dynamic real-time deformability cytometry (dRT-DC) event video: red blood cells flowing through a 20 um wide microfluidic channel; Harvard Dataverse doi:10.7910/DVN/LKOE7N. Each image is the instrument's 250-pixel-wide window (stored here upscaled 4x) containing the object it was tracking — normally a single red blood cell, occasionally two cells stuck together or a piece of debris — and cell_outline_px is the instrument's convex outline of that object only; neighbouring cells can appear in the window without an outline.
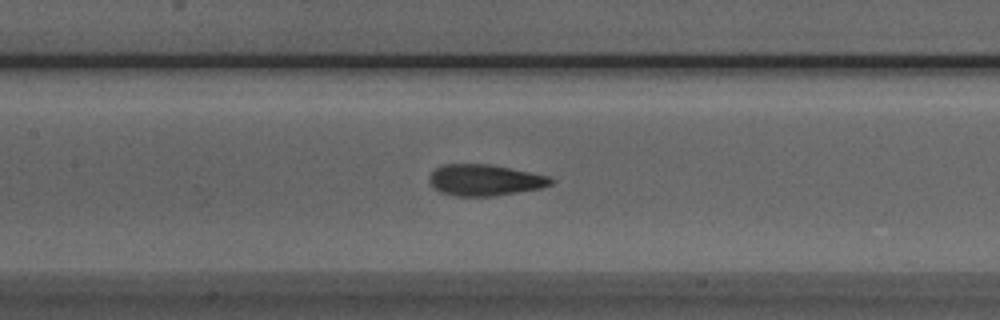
{"species": "Egyptian fruit bat (a non-hibernating species)", "species_latin": "Rousettus aegyptiacus", "temperature_condition": "room temperature", "stored_images_in_passage": 49, "camera_frame_rate_fps": 3000, "um_per_image_px": 0.085, "animal": {"sex": "male"}, "frame": {"image": 1, "passage_image": 22, "time_ms": 7.0, "image_size_px": [1000, 320], "cell_outline_px": [[556, 180], [552, 184], [540, 188], [496, 196], [452, 196], [440, 192], [432, 188], [428, 180], [428, 176], [436, 168], [444, 164], [488, 164], [552, 176]], "centroid_in_image_um": [41.2, 15.31], "position_along_channel_um": 166.2, "area_um2": 22.43}}
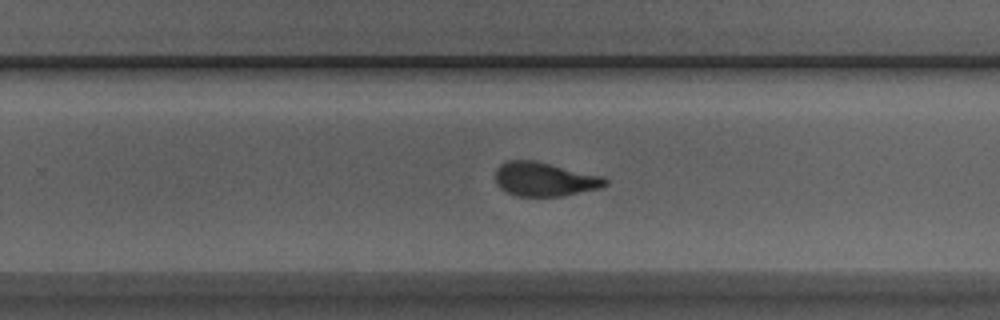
{"frame": {"image": 2, "passage_image": 31, "time_ms": 10.0, "image_size_px": [1000, 320], "cell_outline_px": [[608, 184], [600, 188], [564, 196], [516, 196], [500, 188], [496, 184], [496, 168], [500, 164], [508, 160], [532, 160], [604, 176], [608, 180]], "centroid_in_image_um": [46.3, 15.24], "position_along_channel_um": 283.5, "area_um2": 21.79}}
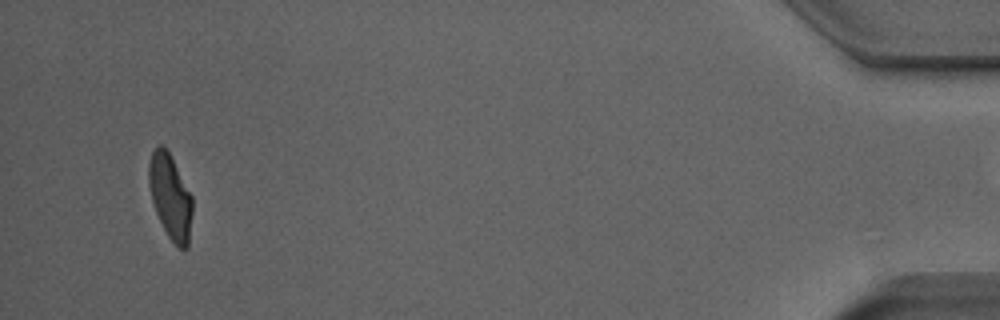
{"frame": {"image": 3, "passage_image": 48, "time_ms": 15.667, "image_size_px": [1000, 320], "cell_outline_px": [[192, 212], [188, 248], [184, 252], [168, 236], [156, 212], [152, 200], [148, 184], [148, 164], [152, 152], [160, 144], [168, 152], [192, 196]], "centroid_in_image_um": [14.47, 16.75], "position_along_channel_um": 420.7, "area_um2": 21.15}}